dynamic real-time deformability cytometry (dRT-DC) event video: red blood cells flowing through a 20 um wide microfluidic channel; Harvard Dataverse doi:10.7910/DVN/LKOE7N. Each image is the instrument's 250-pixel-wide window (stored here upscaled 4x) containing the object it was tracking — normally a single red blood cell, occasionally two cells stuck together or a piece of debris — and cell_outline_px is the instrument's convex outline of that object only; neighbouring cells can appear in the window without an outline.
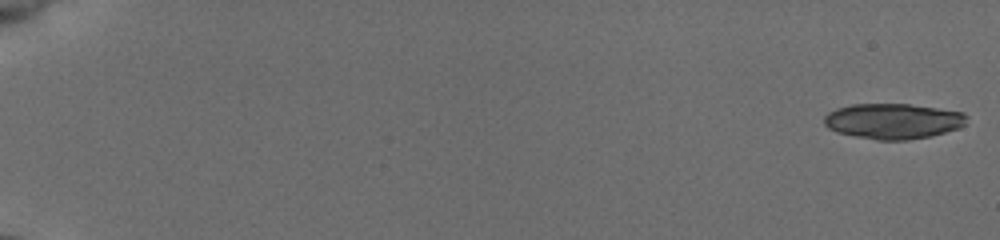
{"species": "common noctule bat (a hibernating species)", "species_latin": "Nyctalus noctula", "temperature_condition": "cold", "stored_images_in_passage": 54, "camera_frame_rate_fps": 3000, "um_per_image_px": 0.085, "animal": {"sex": "female", "body_mass_g": 19.5, "forearm_length_mm": 54.1}, "frame": {"image": 1, "passage_image": 1, "time_ms": 0.0, "image_size_px": [1000, 240], "cell_outline_px": [[968, 116], [964, 124], [960, 128], [932, 136], [908, 140], [876, 140], [836, 132], [828, 128], [824, 124], [824, 116], [828, 112], [836, 108], [852, 104], [908, 104], [964, 112]], "centroid_in_image_um": [75.91, 10.3], "position_along_channel_um": 9.1, "area_um2": 29.59}}
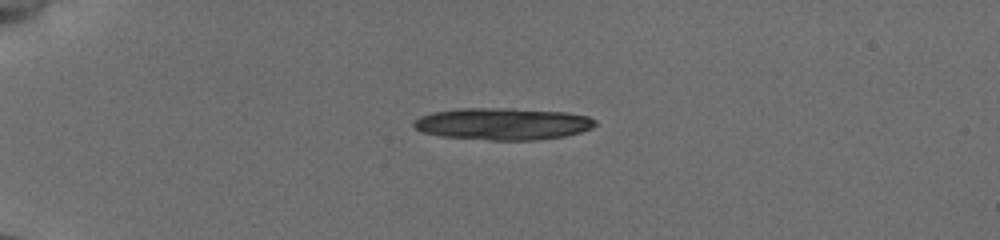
{"frame": {"image": 2, "passage_image": 15, "time_ms": 4.667, "image_size_px": [1000, 240], "cell_outline_px": [[596, 124], [592, 128], [580, 132], [564, 136], [536, 140], [488, 140], [440, 136], [424, 132], [416, 128], [412, 124], [412, 120], [420, 116], [432, 112], [460, 108], [512, 108], [564, 112], [588, 116], [596, 120]], "centroid_in_image_um": [42.72, 10.52], "position_along_channel_um": 42.3, "area_um2": 33.93}, "authors_computed_cell_mechanics": {"area_um2": 25.2008, "velocity_mm_per_s": 3.8929, "shape_relaxation_time_tau1_ms": 6.7353, "shape_relaxation_time_tau2_ms": null, "deformation_change_tau1": 0.1817, "deformation_change_tau2": null}}